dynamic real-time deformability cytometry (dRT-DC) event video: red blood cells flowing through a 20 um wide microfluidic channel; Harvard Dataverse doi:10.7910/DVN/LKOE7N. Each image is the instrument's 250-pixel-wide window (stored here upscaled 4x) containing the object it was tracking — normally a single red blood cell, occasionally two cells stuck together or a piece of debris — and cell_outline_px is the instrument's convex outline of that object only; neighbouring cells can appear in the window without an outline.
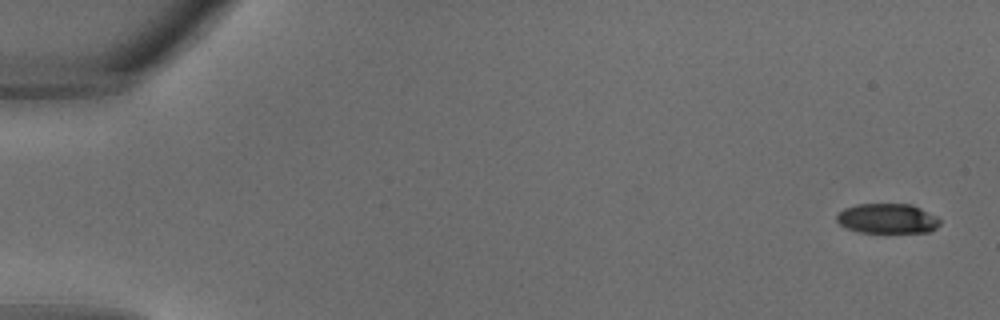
{"species": "common noctule bat (a hibernating species)", "species_latin": "Nyctalus noctula", "temperature_condition": "warm", "stored_images_in_passage": 33, "camera_frame_rate_fps": 3000, "um_per_image_px": 0.085, "animal": {"sex": "male", "body_mass_g": 18.8}, "frame": {"image": 1, "passage_image": 1, "time_ms": 0.0, "image_size_px": [1000, 320], "cell_outline_px": [[940, 224], [936, 228], [928, 232], [860, 232], [848, 228], [840, 224], [836, 220], [836, 216], [844, 208], [856, 204], [912, 204], [936, 216], [940, 220]], "centroid_in_image_um": [75.43, 18.57], "position_along_channel_um": 9.6, "area_um2": 17.86}}
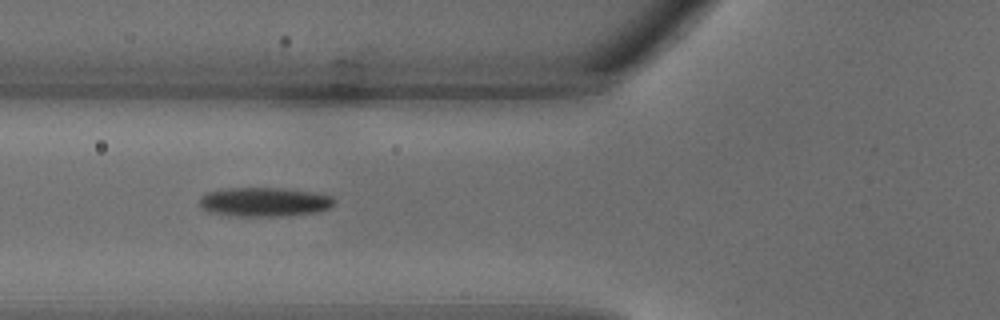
{"frame": {"image": 2, "passage_image": 13, "time_ms": 4.0, "image_size_px": [1000, 320], "cell_outline_px": [[336, 200], [332, 208], [316, 212], [280, 216], [236, 216], [208, 212], [200, 208], [200, 196], [208, 192], [228, 188], [284, 188], [312, 192], [332, 196]], "centroid_in_image_um": [22.48, 17.17], "position_along_channel_um": 103.3, "area_um2": 23.0}}
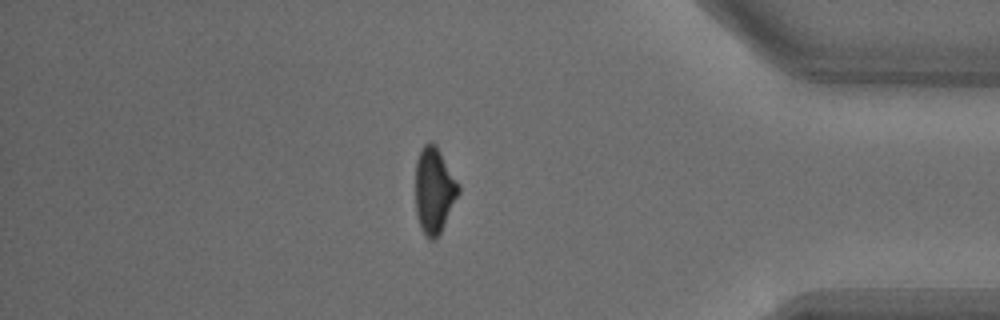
{"frame": {"image": 3, "passage_image": 29, "time_ms": 9.333, "image_size_px": [1000, 320], "cell_outline_px": [[460, 192], [436, 240], [428, 240], [424, 236], [420, 228], [416, 212], [416, 160], [420, 148], [424, 144], [432, 140], [436, 144], [460, 184]], "centroid_in_image_um": [36.9, 16.16], "position_along_channel_um": 398.3, "area_um2": 21.85}}